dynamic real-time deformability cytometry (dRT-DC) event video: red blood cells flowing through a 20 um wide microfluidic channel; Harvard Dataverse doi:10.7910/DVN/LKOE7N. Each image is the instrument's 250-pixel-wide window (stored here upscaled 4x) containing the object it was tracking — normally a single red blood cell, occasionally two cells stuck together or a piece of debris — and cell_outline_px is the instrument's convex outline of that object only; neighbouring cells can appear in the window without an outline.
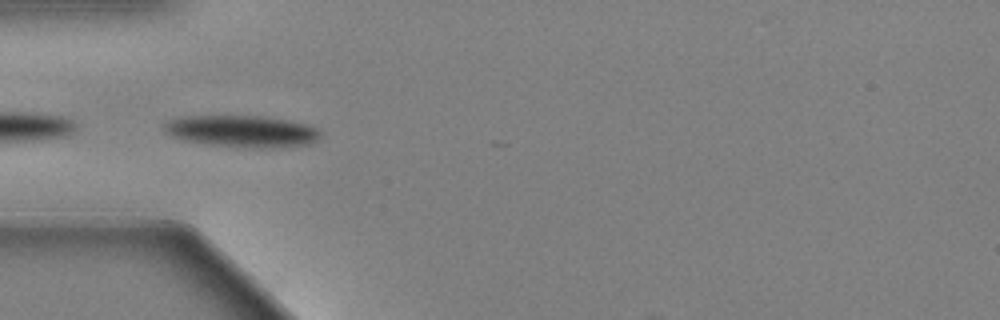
{"species": "Egyptian fruit bat (a non-hibernating species)", "species_latin": "Rousettus aegyptiacus", "temperature_condition": "warm", "stored_images_in_passage": 18, "camera_frame_rate_fps": 3000, "um_per_image_px": 0.085, "animal": {"sex": "female"}, "frame": {"image": 1, "passage_image": 1, "time_ms": 0.0, "image_size_px": [1000, 320], "cell_outline_px": [[320, 136], [316, 140], [308, 144], [272, 148], [252, 148], [208, 144], [184, 140], [172, 136], [164, 132], [164, 124], [168, 120], [180, 116], [264, 116], [288, 120], [308, 124], [316, 128], [320, 132]], "centroid_in_image_um": [20.55, 11.15], "position_along_channel_um": 64.4, "area_um2": 29.02}}
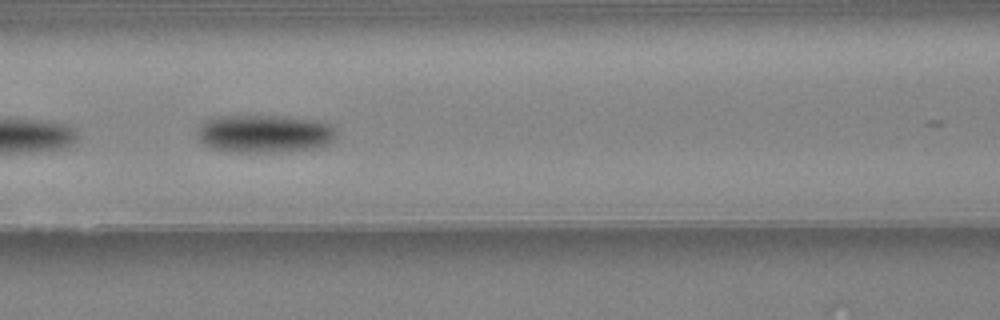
{"frame": {"image": 2, "passage_image": 8, "time_ms": 2.333, "image_size_px": [1000, 320], "cell_outline_px": [[336, 136], [332, 140], [316, 148], [272, 152], [232, 152], [216, 148], [204, 144], [200, 140], [200, 128], [204, 120], [220, 116], [284, 116], [320, 120], [332, 124], [336, 128]], "centroid_in_image_um": [22.55, 11.35], "position_along_channel_um": 144.0, "area_um2": 30.58}}